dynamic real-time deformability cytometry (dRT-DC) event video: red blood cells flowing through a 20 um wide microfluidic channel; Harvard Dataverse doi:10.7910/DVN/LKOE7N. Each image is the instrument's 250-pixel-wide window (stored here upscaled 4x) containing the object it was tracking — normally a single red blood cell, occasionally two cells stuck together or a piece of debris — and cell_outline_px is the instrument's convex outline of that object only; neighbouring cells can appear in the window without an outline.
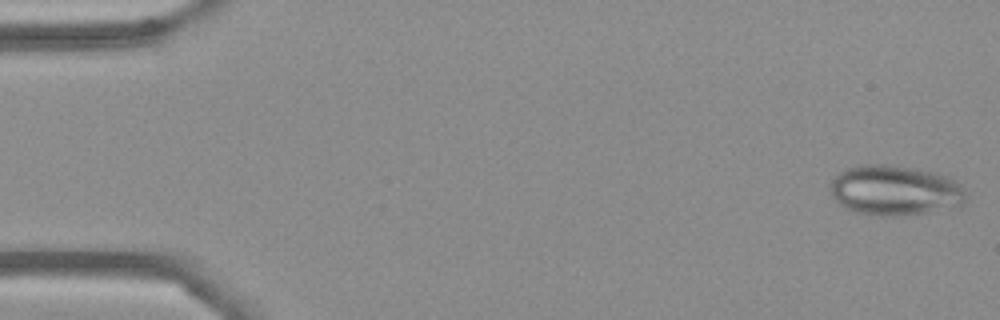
{"species": "Egyptian fruit bat (a non-hibernating species)", "species_latin": "Rousettus aegyptiacus", "temperature_condition": "cold", "stored_images_in_passage": 54, "camera_frame_rate_fps": 3000, "um_per_image_px": 0.085, "frame": {"image": 1, "passage_image": 1, "time_ms": 0.0, "image_size_px": [1000, 320], "cell_outline_px": [[964, 200], [960, 208], [896, 216], [880, 216], [852, 212], [844, 208], [832, 196], [828, 184], [840, 172], [848, 168], [864, 164], [888, 164], [916, 168], [936, 172], [960, 184], [964, 188]], "centroid_in_image_um": [76.06, 16.19], "position_along_channel_um": 8.9, "area_um2": 40.06}}
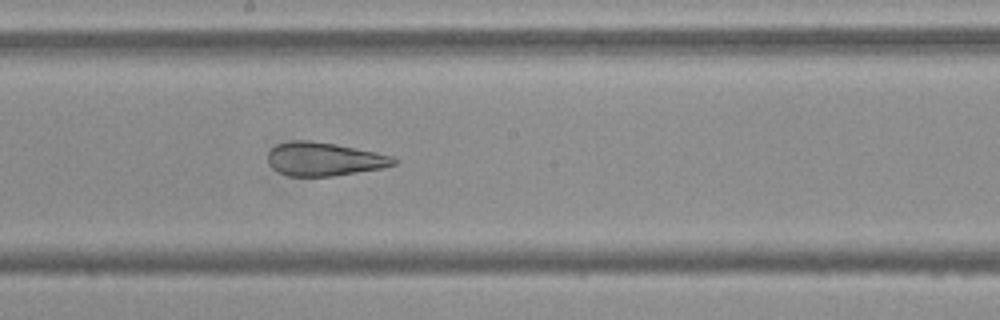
{"frame": {"image": 2, "passage_image": 29, "time_ms": 9.333, "image_size_px": [1000, 320], "cell_outline_px": [[396, 164], [384, 168], [332, 176], [288, 176], [272, 168], [268, 164], [268, 152], [276, 144], [292, 140], [308, 140], [336, 144], [376, 152], [392, 156], [396, 160]], "centroid_in_image_um": [27.54, 13.52], "position_along_channel_um": 220.7, "area_um2": 24.62}}
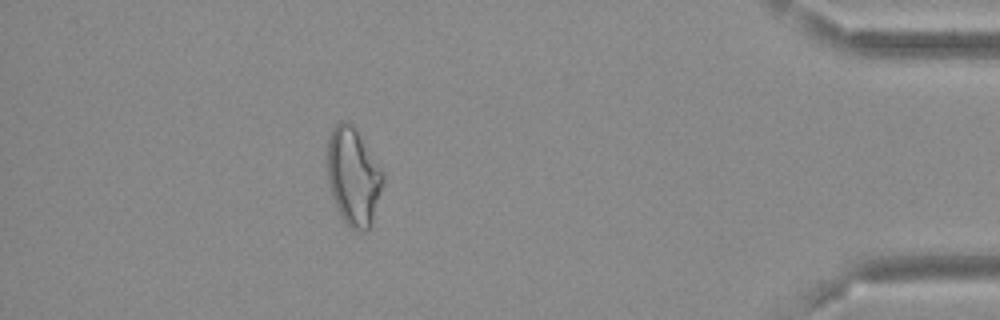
{"frame": {"image": 3, "passage_image": 48, "time_ms": 15.667, "image_size_px": [1000, 320], "cell_outline_px": [[384, 180], [372, 224], [364, 232], [356, 232], [340, 216], [336, 208], [332, 196], [328, 180], [328, 136], [332, 128], [340, 120], [348, 120], [352, 124], [384, 172]], "centroid_in_image_um": [30.03, 15.01], "position_along_channel_um": 405.2, "area_um2": 31.73}}